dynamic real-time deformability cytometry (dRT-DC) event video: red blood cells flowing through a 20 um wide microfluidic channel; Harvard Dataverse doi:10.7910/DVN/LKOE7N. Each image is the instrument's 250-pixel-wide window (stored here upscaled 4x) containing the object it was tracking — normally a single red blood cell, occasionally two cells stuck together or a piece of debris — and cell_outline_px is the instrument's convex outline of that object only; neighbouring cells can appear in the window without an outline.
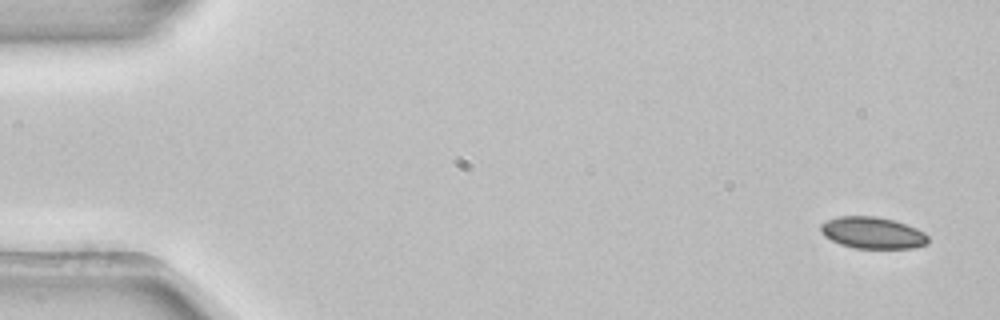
{"species": "common noctule bat (a hibernating species)", "species_latin": "Nyctalus noctula", "temperature_condition": "room temperature", "stored_images_in_passage": 4, "camera_frame_rate_fps": 3000, "um_per_image_px": 0.085, "animal": {"sex": "female", "body_mass_g": 22.7, "forearm_length_mm": 54.2}, "frame": {"image": 1, "passage_image": 1, "time_ms": 0.0, "image_size_px": [1000, 320], "cell_outline_px": [[928, 244], [912, 248], [856, 248], [840, 244], [824, 236], [820, 232], [820, 224], [836, 216], [876, 216], [896, 220], [916, 228], [924, 232], [928, 236]], "centroid_in_image_um": [74.17, 19.78], "position_along_channel_um": 10.8, "area_um2": 19.94}}
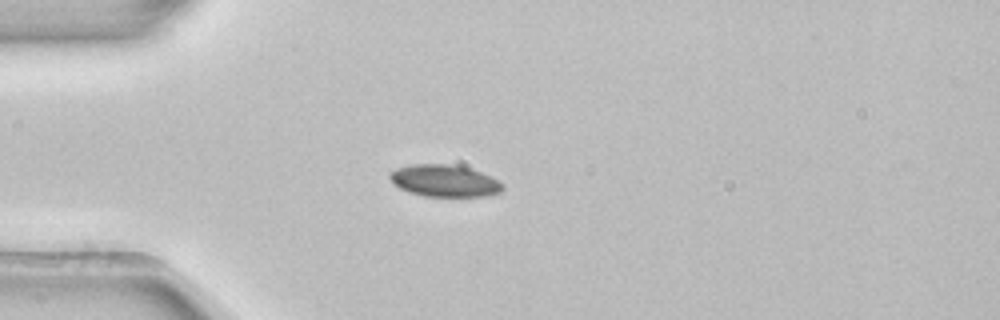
{"frame": {"image": 2, "passage_image": 4, "time_ms": 1.0, "image_size_px": [1000, 320], "cell_outline_px": [[504, 188], [500, 192], [484, 196], [424, 196], [408, 192], [392, 184], [388, 176], [388, 172], [396, 168], [412, 164], [452, 164], [468, 168], [480, 172], [504, 184]], "centroid_in_image_um": [37.71, 15.36], "position_along_channel_um": 47.3, "area_um2": 21.04}}